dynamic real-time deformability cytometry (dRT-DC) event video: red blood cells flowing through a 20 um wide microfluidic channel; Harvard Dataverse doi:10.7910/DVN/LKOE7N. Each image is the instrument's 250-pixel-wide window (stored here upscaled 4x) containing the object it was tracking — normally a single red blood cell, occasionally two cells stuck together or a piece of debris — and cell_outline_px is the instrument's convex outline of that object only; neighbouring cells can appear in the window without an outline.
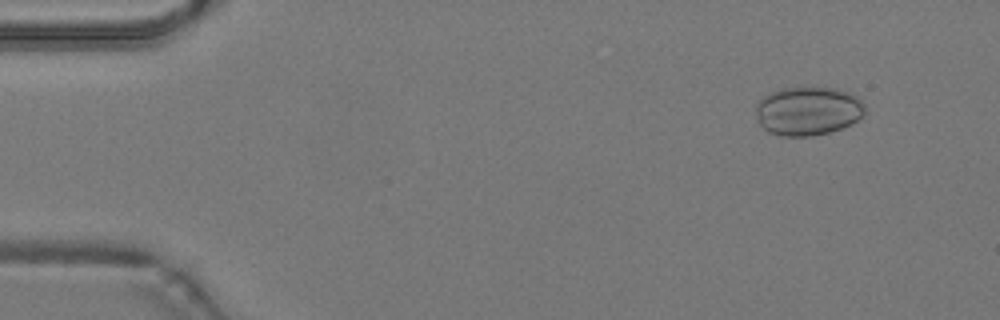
{"species": "common noctule bat (a hibernating species)", "species_latin": "Nyctalus noctula", "temperature_condition": "warm", "stored_images_in_passage": 49, "segment_of_instrument_passage": [1, 2], "camera_frame_rate_fps": 3000, "um_per_image_px": 0.085, "animal": {"sex": "male", "body_mass_g": 19.2, "forearm_length_mm": 51.8}, "frame": {"image": 1, "passage_image": 4, "time_ms": 1.0, "image_size_px": [1000, 320], "cell_outline_px": [[864, 116], [840, 128], [828, 132], [812, 136], [780, 136], [768, 132], [756, 120], [756, 104], [764, 96], [780, 88], [832, 88], [848, 92], [856, 96], [864, 104]], "centroid_in_image_um": [68.64, 9.44], "position_along_channel_um": 16.4, "area_um2": 30.81}}
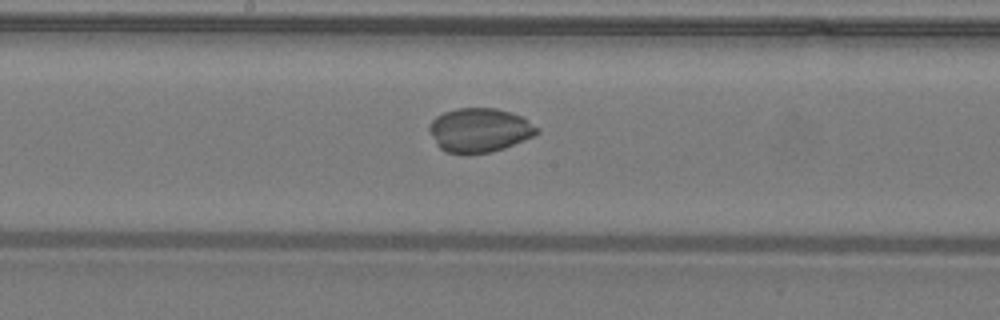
{"frame": {"image": 2, "passage_image": 25, "time_ms": 8.0, "image_size_px": [1000, 320], "cell_outline_px": [[540, 132], [524, 140], [504, 148], [492, 152], [448, 152], [440, 148], [436, 144], [428, 128], [428, 124], [436, 116], [444, 112], [456, 108], [496, 108], [520, 116], [528, 120], [540, 128]], "centroid_in_image_um": [40.76, 11.04], "position_along_channel_um": 207.4, "area_um2": 27.34}}
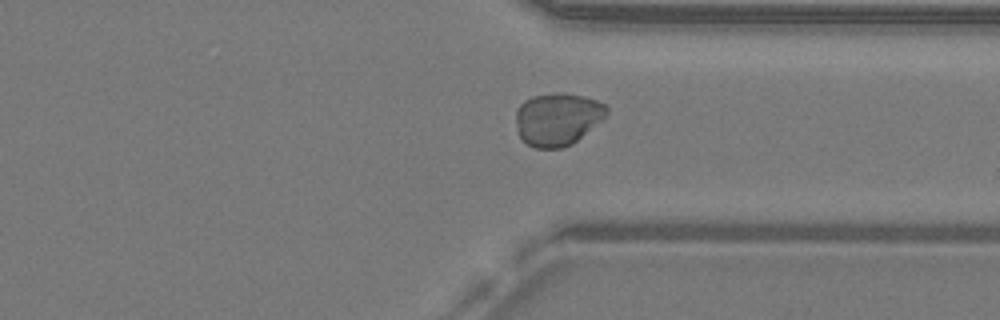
{"frame": {"image": 3, "passage_image": 36, "time_ms": 11.667, "image_size_px": [1000, 320], "cell_outline_px": [[608, 112], [600, 120], [572, 144], [564, 148], [536, 148], [528, 144], [520, 136], [516, 120], [516, 108], [524, 100], [532, 96], [584, 96], [596, 100], [604, 104], [608, 108]], "centroid_in_image_um": [47.36, 10.16], "position_along_channel_um": 364.0, "area_um2": 26.82}}